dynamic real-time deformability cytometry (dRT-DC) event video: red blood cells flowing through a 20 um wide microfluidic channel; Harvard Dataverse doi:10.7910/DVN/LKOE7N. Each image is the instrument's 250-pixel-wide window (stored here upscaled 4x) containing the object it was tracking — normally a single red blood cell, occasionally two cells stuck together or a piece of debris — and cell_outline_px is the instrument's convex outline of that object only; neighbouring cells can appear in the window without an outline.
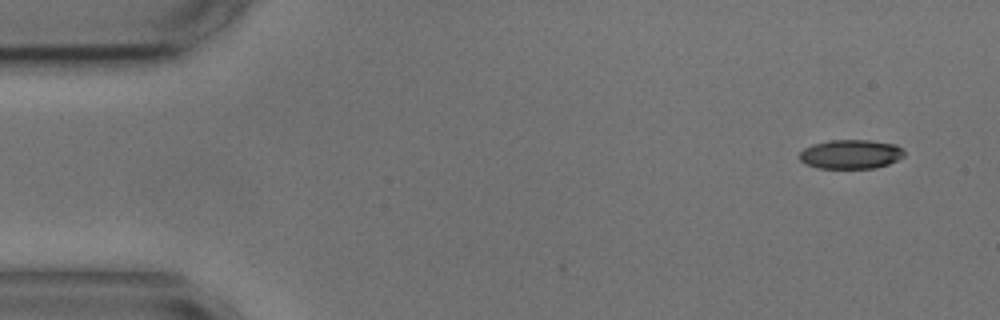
{"species": "common noctule bat (a hibernating species)", "species_latin": "Nyctalus noctula", "temperature_condition": "cold", "stored_images_in_passage": 4, "camera_frame_rate_fps": 3000, "um_per_image_px": 0.085, "animal": {"sex": "male", "body_mass_g": 17.9, "forearm_length_mm": 54.2}, "frame": {"image": 1, "passage_image": 1, "time_ms": 0.0, "image_size_px": [1000, 320], "cell_outline_px": [[904, 156], [888, 164], [876, 168], [816, 168], [804, 164], [800, 160], [800, 152], [804, 148], [812, 144], [828, 140], [868, 140], [896, 144], [904, 152]], "centroid_in_image_um": [72.28, 13.11], "position_along_channel_um": 12.7, "area_um2": 17.86}}
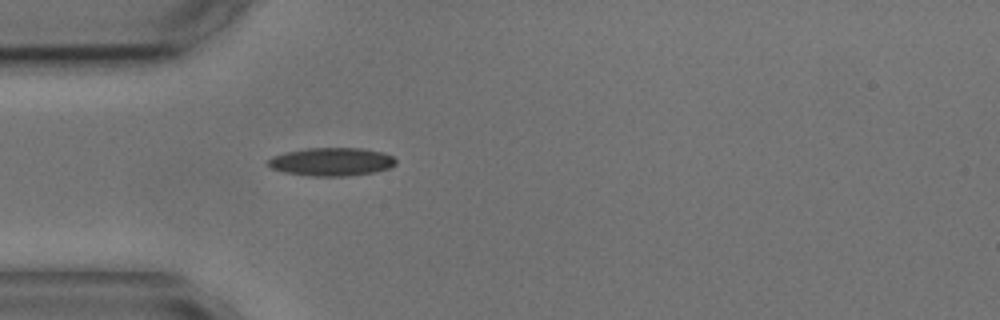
{"frame": {"image": 2, "passage_image": 4, "time_ms": 4.0, "image_size_px": [1000, 320], "cell_outline_px": [[396, 164], [392, 168], [372, 172], [348, 176], [312, 176], [284, 172], [272, 168], [264, 164], [272, 156], [284, 152], [308, 148], [360, 148], [384, 152], [392, 156], [396, 160]], "centroid_in_image_um": [28.17, 13.75], "position_along_channel_um": 56.8, "area_um2": 21.15}}